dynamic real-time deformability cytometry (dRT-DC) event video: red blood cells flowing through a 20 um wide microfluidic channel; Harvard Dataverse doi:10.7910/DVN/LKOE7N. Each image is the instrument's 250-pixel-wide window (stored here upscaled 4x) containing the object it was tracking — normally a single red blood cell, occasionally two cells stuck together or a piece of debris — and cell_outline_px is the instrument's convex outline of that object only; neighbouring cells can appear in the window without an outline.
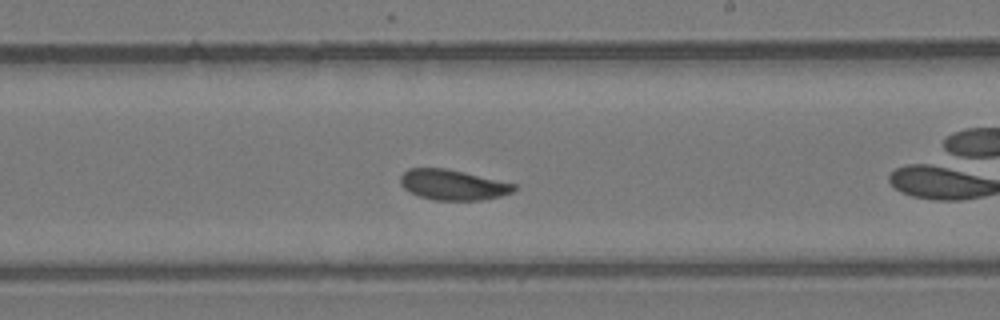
{"species": "common noctule bat (a hibernating species)", "species_latin": "Nyctalus noctula", "temperature_condition": "room temperature", "stored_images_in_passage": 29, "camera_frame_rate_fps": 3000, "um_per_image_px": 0.085, "animal": {"sex": "female", "body_mass_g": 24.6, "forearm_length_mm": 56.2}, "frame": {"image": 1, "passage_image": 14, "time_ms": 4.333, "image_size_px": [1000, 320], "cell_outline_px": [[516, 188], [512, 192], [500, 196], [480, 200], [432, 200], [408, 192], [400, 184], [400, 176], [408, 168], [448, 168], [516, 184]], "centroid_in_image_um": [38.46, 15.7], "position_along_channel_um": 250.5, "area_um2": 20.17}}